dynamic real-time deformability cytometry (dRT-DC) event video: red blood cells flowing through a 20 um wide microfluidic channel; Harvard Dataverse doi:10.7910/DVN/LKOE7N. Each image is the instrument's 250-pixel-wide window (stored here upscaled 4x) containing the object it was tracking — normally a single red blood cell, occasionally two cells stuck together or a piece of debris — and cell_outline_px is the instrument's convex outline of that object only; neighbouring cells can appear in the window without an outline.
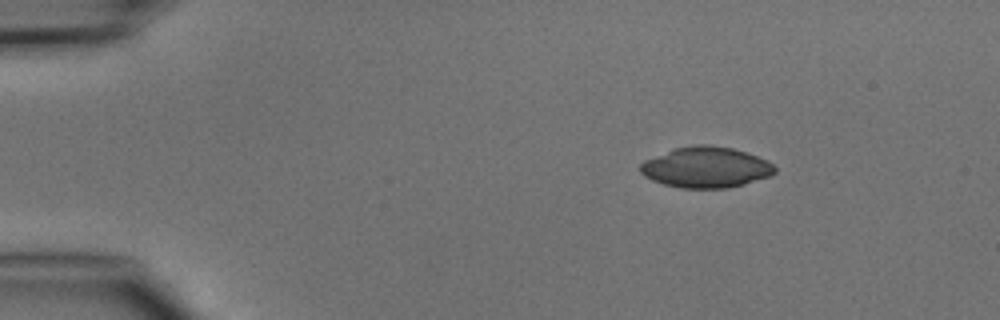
{"species": "common noctule bat (a hibernating species)", "species_latin": "Nyctalus noctula", "temperature_condition": "cold", "stored_images_in_passage": 2, "camera_frame_rate_fps": 3000, "um_per_image_px": 0.085, "animal": {"sex": "male", "body_mass_g": 15.6}, "frame": {"image": 1, "passage_image": 1, "time_ms": 0.0, "image_size_px": [1000, 320], "cell_outline_px": [[776, 172], [768, 176], [744, 184], [728, 188], [680, 188], [664, 184], [652, 180], [644, 176], [640, 172], [640, 164], [644, 160], [676, 148], [692, 144], [708, 144], [732, 148], [756, 156], [772, 164], [776, 168]], "centroid_in_image_um": [59.97, 14.22], "position_along_channel_um": 25.0, "area_um2": 31.79}}